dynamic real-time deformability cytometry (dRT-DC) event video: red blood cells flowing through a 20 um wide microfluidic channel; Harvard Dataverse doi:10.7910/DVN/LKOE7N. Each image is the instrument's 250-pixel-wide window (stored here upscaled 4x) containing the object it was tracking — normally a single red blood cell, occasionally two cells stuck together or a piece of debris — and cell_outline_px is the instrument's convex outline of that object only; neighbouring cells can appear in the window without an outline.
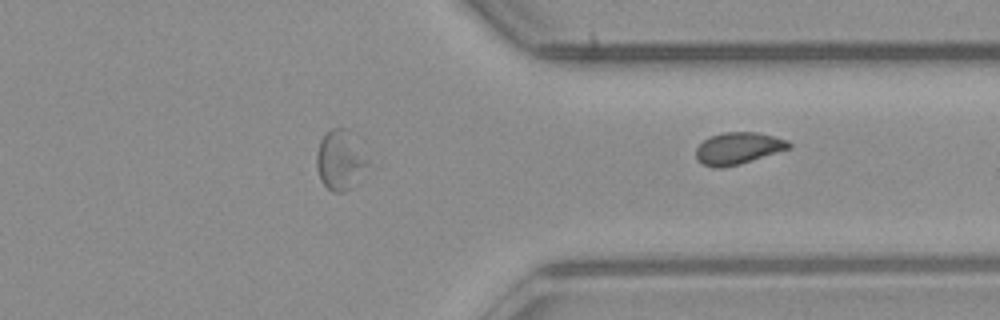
{"species": "common noctule bat (a hibernating species)", "species_latin": "Nyctalus noctula", "temperature_condition": "room temperature", "stored_images_in_passage": 33, "segment_of_instrument_passage": [2, 2], "camera_frame_rate_fps": 3000, "um_per_image_px": 0.085, "animal": {"sex": "male", "body_mass_g": 23.1, "forearm_length_mm": 52.7}, "frame": {"image": 1, "passage_image": 33, "time_ms": 10.667, "image_size_px": [1000, 320], "cell_outline_px": [[792, 144], [788, 148], [740, 164], [720, 168], [716, 168], [704, 164], [696, 160], [696, 148], [708, 136], [724, 132], [756, 132], [788, 140]], "centroid_in_image_um": [62.69, 12.6], "position_along_channel_um": 348.7, "area_um2": 17.05}}